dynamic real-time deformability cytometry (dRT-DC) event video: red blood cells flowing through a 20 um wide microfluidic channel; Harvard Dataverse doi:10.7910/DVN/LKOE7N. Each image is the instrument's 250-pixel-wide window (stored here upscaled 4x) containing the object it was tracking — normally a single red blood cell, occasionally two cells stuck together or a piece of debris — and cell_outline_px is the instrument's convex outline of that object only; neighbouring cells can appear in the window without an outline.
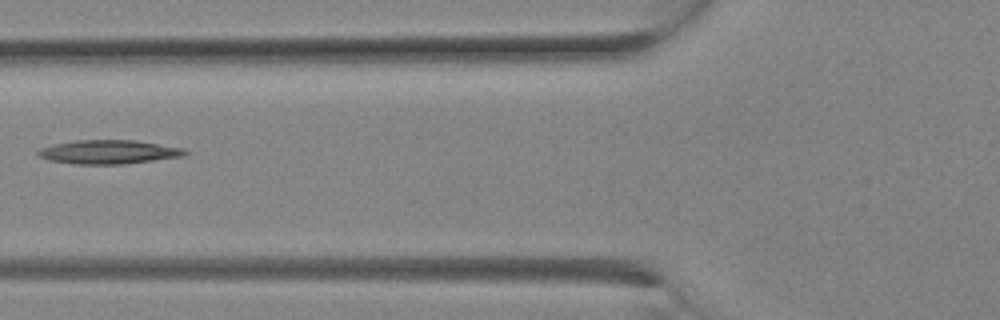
{"species": "Egyptian fruit bat (a non-hibernating species)", "species_latin": "Rousettus aegyptiacus", "temperature_condition": "room temperature", "stored_images_in_passage": 2, "camera_frame_rate_fps": 3000, "um_per_image_px": 0.085, "animal": {"sex": "female"}, "frame": {"image": 1, "passage_image": 2, "time_ms": 0.333, "image_size_px": [1000, 320], "cell_outline_px": [[188, 152], [184, 156], [124, 164], [76, 164], [48, 160], [40, 156], [36, 152], [40, 148], [56, 144], [76, 140], [136, 140], [184, 148]], "centroid_in_image_um": [9.26, 12.91], "position_along_channel_um": 116.5, "area_um2": 20.35}}